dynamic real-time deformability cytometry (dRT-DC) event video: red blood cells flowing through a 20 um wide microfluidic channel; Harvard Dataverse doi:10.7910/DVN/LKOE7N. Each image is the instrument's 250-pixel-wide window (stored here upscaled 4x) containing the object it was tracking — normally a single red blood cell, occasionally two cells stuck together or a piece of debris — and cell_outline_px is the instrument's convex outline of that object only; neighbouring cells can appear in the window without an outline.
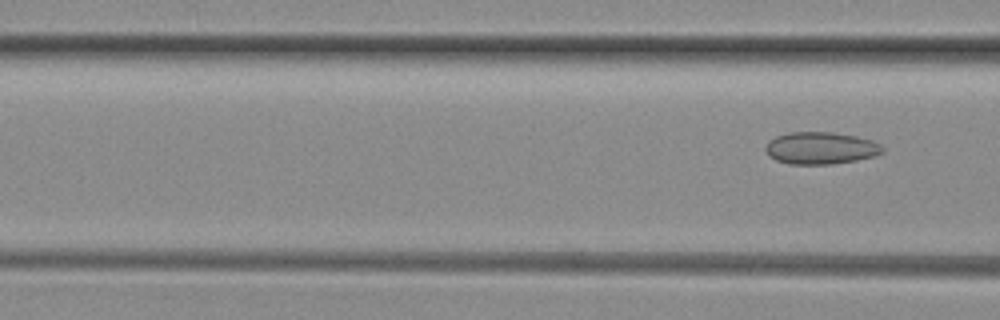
{"species": "common noctule bat (a hibernating species)", "species_latin": "Nyctalus noctula", "temperature_condition": "room temperature", "stored_images_in_passage": 3, "segment_of_instrument_passage": [2, 2], "camera_frame_rate_fps": 3000, "um_per_image_px": 0.085, "animal": {"sex": "female", "body_mass_g": 29.2, "forearm_length_mm": 56.3}, "frame": {"image": 1, "passage_image": 3, "time_ms": 0.667, "image_size_px": [1000, 320], "cell_outline_px": [[884, 152], [872, 156], [856, 160], [832, 164], [788, 164], [776, 160], [768, 156], [764, 148], [768, 140], [776, 136], [788, 132], [832, 132], [856, 136], [872, 140], [880, 144], [884, 148]], "centroid_in_image_um": [69.72, 12.58], "position_along_channel_um": 96.9, "area_um2": 22.08}}